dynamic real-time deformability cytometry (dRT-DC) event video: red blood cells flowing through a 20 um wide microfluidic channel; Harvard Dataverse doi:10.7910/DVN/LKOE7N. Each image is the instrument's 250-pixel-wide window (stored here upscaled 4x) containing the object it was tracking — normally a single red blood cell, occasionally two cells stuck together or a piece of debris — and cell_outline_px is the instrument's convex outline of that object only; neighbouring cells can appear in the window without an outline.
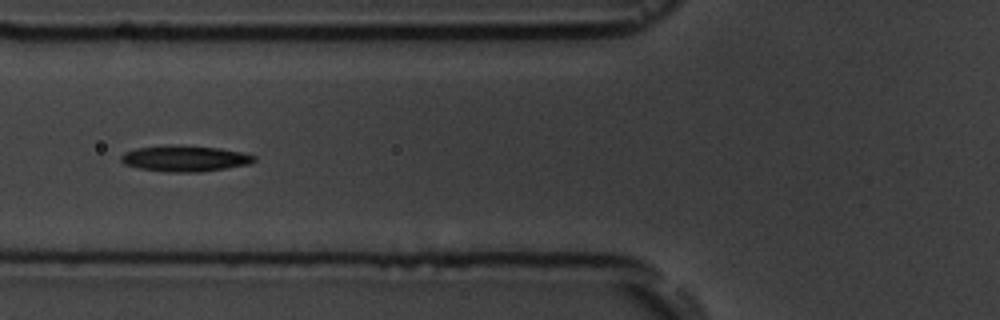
{"species": "common noctule bat (a hibernating species)", "species_latin": "Nyctalus noctula", "temperature_condition": "room temperature", "stored_images_in_passage": 9, "camera_frame_rate_fps": 3000, "um_per_image_px": 0.085, "animal": {"sex": "male", "body_mass_g": 19.5, "forearm_length_mm": 54.6}, "frame": {"image": 1, "passage_image": 6, "time_ms": 5.667, "image_size_px": [1000, 320], "cell_outline_px": [[256, 160], [248, 164], [200, 172], [168, 172], [140, 168], [124, 164], [120, 160], [120, 156], [124, 152], [136, 148], [220, 148], [244, 152], [256, 156]], "centroid_in_image_um": [15.75, 13.52], "position_along_channel_um": 110.0, "area_um2": 19.02}}
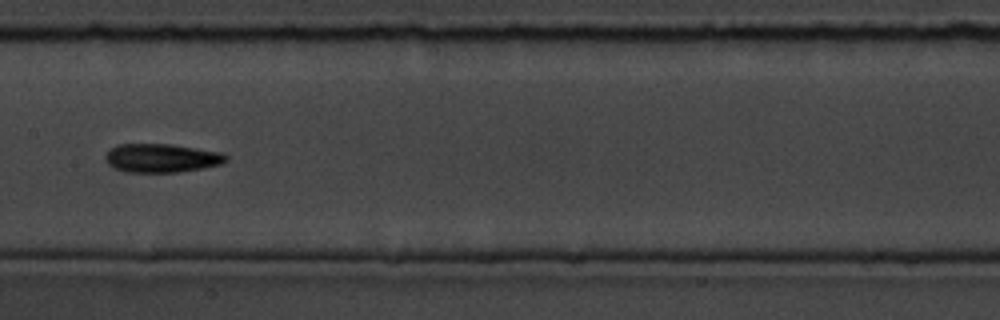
{"frame": {"image": 2, "passage_image": 8, "time_ms": 8.0, "image_size_px": [1000, 320], "cell_outline_px": [[228, 160], [220, 164], [204, 168], [180, 172], [128, 172], [112, 168], [104, 160], [104, 156], [116, 144], [172, 144], [220, 152], [228, 156]], "centroid_in_image_um": [13.71, 13.44], "position_along_channel_um": 193.7, "area_um2": 20.29}}
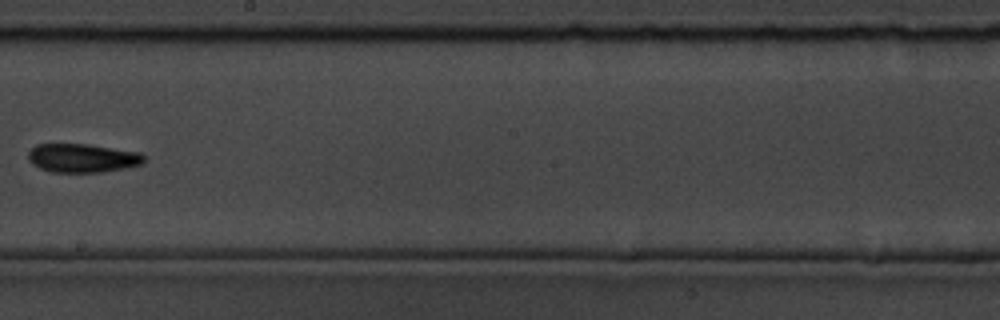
{"frame": {"image": 3, "passage_image": 9, "time_ms": 9.333, "image_size_px": [1000, 320], "cell_outline_px": [[144, 164], [128, 168], [100, 172], [52, 172], [40, 168], [32, 164], [28, 160], [28, 152], [36, 144], [88, 144], [140, 152], [144, 156]], "centroid_in_image_um": [7.02, 13.43], "position_along_channel_um": 241.2, "area_um2": 19.54}}